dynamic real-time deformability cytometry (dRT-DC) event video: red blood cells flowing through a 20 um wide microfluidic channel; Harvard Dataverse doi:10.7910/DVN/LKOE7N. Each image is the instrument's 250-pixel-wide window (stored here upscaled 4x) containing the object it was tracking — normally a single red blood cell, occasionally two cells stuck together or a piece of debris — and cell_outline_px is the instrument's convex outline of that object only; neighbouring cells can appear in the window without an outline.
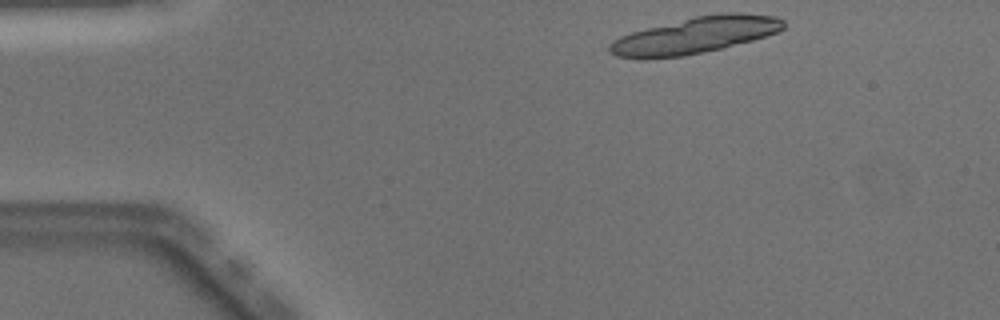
{"species": "Egyptian fruit bat (a non-hibernating species)", "species_latin": "Rousettus aegyptiacus", "temperature_condition": "warm", "stored_images_in_passage": 12, "camera_frame_rate_fps": 3000, "um_per_image_px": 0.085, "animal": {"sex": "male"}, "frame": {"image": 1, "passage_image": 1, "time_ms": 0.0, "image_size_px": [1000, 320], "cell_outline_px": [[784, 28], [776, 32], [752, 40], [724, 48], [684, 56], [616, 56], [608, 52], [608, 48], [612, 40], [620, 36], [632, 32], [696, 16], [728, 12], [740, 12], [776, 16], [784, 20]], "centroid_in_image_um": [59.17, 2.97], "position_along_channel_um": 25.8, "area_um2": 36.07}}